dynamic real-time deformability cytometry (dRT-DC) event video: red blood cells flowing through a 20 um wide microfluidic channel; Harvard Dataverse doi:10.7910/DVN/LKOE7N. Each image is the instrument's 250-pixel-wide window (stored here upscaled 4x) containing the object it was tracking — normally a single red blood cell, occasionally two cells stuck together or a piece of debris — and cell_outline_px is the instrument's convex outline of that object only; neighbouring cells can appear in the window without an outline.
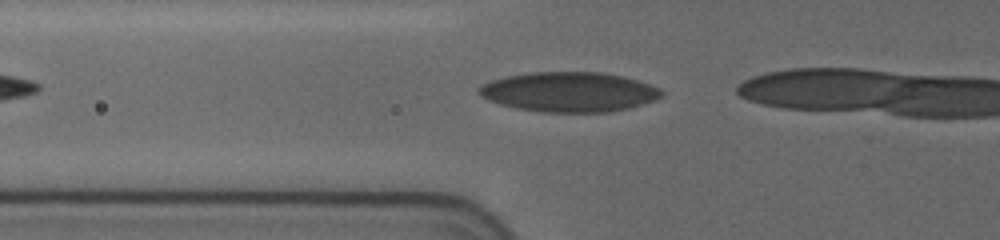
{"species": "human", "species_latin": "Homo sapiens", "temperature_condition": "cold", "stored_images_in_passage": 8, "camera_frame_rate_fps": 3000, "um_per_image_px": 0.085, "donor": {"sex": "female"}, "frame": {"image": 1, "passage_image": 2, "time_ms": 0.333, "image_size_px": [1000, 240], "cell_outline_px": [[664, 96], [656, 100], [628, 108], [608, 112], [540, 112], [516, 108], [500, 104], [488, 100], [480, 96], [476, 92], [476, 88], [492, 80], [508, 76], [532, 72], [600, 72], [624, 76], [660, 88], [664, 92]], "centroid_in_image_um": [48.38, 7.82], "position_along_channel_um": 77.4, "area_um2": 42.48}}
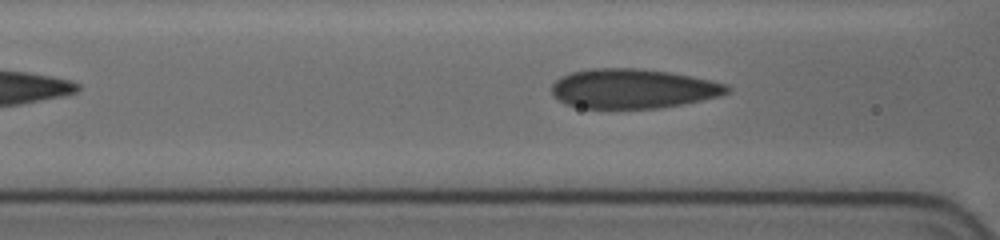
{"frame": {"image": 2, "passage_image": 5, "time_ms": 1.333, "image_size_px": [1000, 240], "cell_outline_px": [[732, 88], [728, 92], [716, 96], [684, 104], [660, 108], [580, 108], [564, 104], [552, 92], [552, 84], [560, 76], [572, 72], [592, 68], [640, 68], [668, 72], [692, 76], [728, 84]], "centroid_in_image_um": [53.79, 7.53], "position_along_channel_um": 112.8, "area_um2": 40.4}}